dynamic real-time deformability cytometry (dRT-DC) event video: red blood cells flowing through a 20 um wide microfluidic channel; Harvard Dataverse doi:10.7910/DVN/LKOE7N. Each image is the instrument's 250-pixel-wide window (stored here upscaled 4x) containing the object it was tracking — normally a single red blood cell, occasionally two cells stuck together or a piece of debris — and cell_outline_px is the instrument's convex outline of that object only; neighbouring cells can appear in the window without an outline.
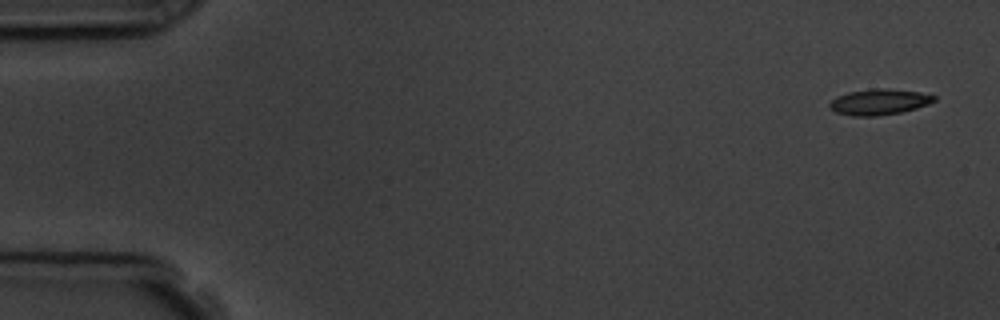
{"species": "common noctule bat (a hibernating species)", "species_latin": "Nyctalus noctula", "temperature_condition": "room temperature", "stored_images_in_passage": 5, "segment_of_instrument_passage": [2, 2], "camera_frame_rate_fps": 3000, "um_per_image_px": 0.085, "animal": {"sex": "male", "body_mass_g": 19.5, "forearm_length_mm": 54.6}, "frame": {"image": 1, "passage_image": 5, "time_ms": 4.667, "image_size_px": [1000, 320], "cell_outline_px": [[936, 100], [928, 104], [916, 108], [900, 112], [876, 116], [852, 116], [836, 112], [828, 104], [836, 96], [848, 92], [872, 88], [888, 88], [920, 92], [936, 96]], "centroid_in_image_um": [74.73, 8.65], "position_along_channel_um": 10.3, "area_um2": 15.72}}